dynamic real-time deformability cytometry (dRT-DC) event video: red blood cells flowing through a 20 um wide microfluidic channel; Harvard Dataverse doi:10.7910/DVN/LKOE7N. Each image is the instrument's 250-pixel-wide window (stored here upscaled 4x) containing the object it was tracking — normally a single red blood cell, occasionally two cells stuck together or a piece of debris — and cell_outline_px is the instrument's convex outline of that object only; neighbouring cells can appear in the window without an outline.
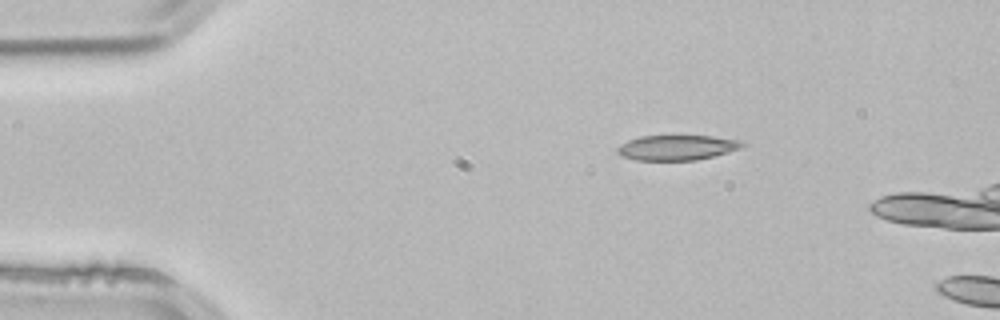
{"species": "common noctule bat (a hibernating species)", "species_latin": "Nyctalus noctula", "temperature_condition": "room temperature", "stored_images_in_passage": 3, "camera_frame_rate_fps": 3000, "um_per_image_px": 0.085, "animal": {"sex": "male", "body_mass_g": 21.5, "forearm_length_mm": 52.0}, "frame": {"image": 1, "passage_image": 2, "time_ms": 0.333, "image_size_px": [1000, 320], "cell_outline_px": [[748, 144], [740, 148], [728, 152], [696, 160], [636, 160], [620, 156], [616, 152], [616, 148], [620, 144], [628, 140], [640, 136], [712, 136], [744, 140]], "centroid_in_image_um": [57.55, 12.54], "position_along_channel_um": 27.5, "area_um2": 18.44}}